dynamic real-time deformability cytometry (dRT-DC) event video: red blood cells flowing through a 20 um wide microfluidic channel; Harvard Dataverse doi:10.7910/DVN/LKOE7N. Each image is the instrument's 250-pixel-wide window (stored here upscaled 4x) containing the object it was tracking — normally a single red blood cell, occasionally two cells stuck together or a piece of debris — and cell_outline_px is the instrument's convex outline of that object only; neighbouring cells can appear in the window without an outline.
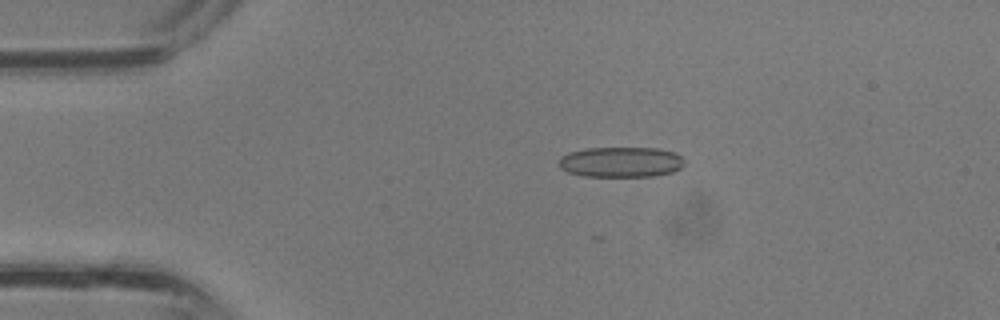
{"species": "common noctule bat (a hibernating species)", "species_latin": "Nyctalus noctula", "temperature_condition": "room temperature", "stored_images_in_passage": 34, "camera_frame_rate_fps": 3000, "um_per_image_px": 0.085, "animal": {"sex": "male", "body_mass_g": 13.3}, "frame": {"image": 1, "passage_image": 4, "time_ms": 1.0, "image_size_px": [1000, 320], "cell_outline_px": [[684, 164], [680, 168], [672, 172], [652, 176], [584, 176], [568, 172], [560, 168], [556, 164], [556, 160], [560, 156], [568, 152], [584, 148], [656, 148], [676, 152], [684, 160]], "centroid_in_image_um": [52.71, 13.76], "position_along_channel_um": 32.3, "area_um2": 22.48}}
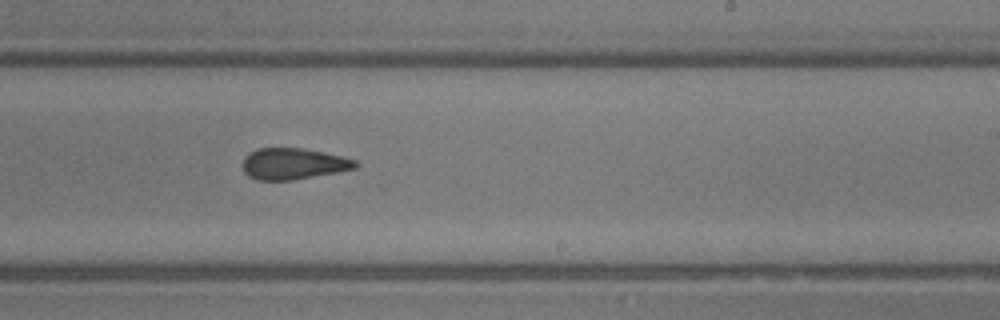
{"frame": {"image": 2, "passage_image": 19, "time_ms": 6.0, "image_size_px": [1000, 320], "cell_outline_px": [[356, 168], [336, 172], [292, 180], [256, 180], [248, 176], [244, 172], [244, 156], [256, 148], [304, 148], [340, 156], [356, 160]], "centroid_in_image_um": [24.89, 13.92], "position_along_channel_um": 264.1, "area_um2": 20.35}}
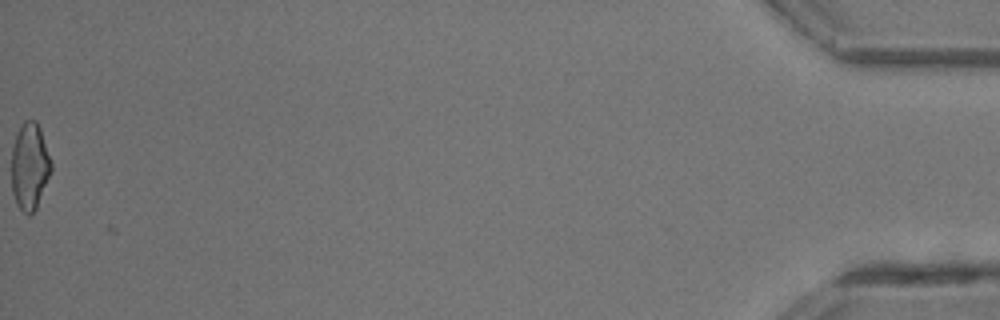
{"frame": {"image": 3, "passage_image": 34, "time_ms": 11.0, "image_size_px": [1000, 320], "cell_outline_px": [[52, 172], [36, 208], [28, 216], [16, 204], [12, 192], [12, 148], [16, 136], [24, 120], [36, 120], [40, 128], [52, 164]], "centroid_in_image_um": [2.53, 14.15], "position_along_channel_um": 432.7, "area_um2": 20.0}}